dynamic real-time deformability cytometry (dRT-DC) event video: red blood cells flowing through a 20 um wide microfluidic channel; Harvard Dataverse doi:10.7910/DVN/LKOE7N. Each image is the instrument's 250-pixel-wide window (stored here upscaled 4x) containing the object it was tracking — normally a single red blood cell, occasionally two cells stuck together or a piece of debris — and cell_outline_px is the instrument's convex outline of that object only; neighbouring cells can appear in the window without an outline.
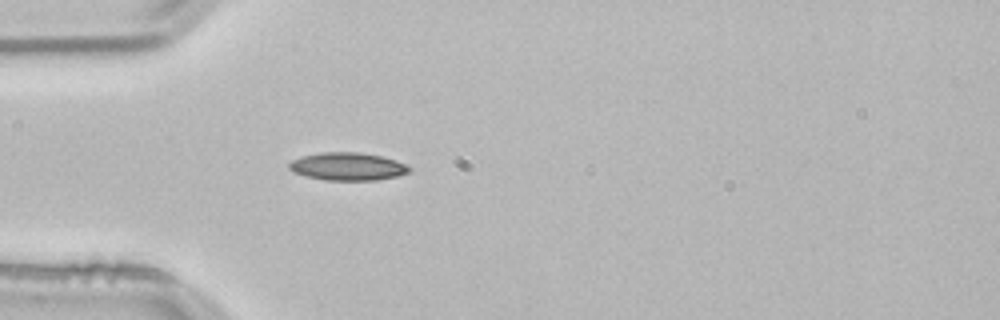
{"species": "common noctule bat (a hibernating species)", "species_latin": "Nyctalus noctula", "temperature_condition": "room temperature", "stored_images_in_passage": 38, "camera_frame_rate_fps": 3000, "um_per_image_px": 0.085, "animal": {"sex": "male", "body_mass_g": 21.5, "forearm_length_mm": 52.0}, "frame": {"image": 1, "passage_image": 1, "time_ms": 0.0, "image_size_px": [1000, 320], "cell_outline_px": [[412, 172], [396, 176], [376, 180], [324, 180], [292, 172], [288, 168], [288, 164], [292, 160], [300, 156], [320, 152], [360, 152], [384, 156], [396, 160], [412, 168]], "centroid_in_image_um": [29.55, 14.14], "position_along_channel_um": 55.4, "area_um2": 19.71}}
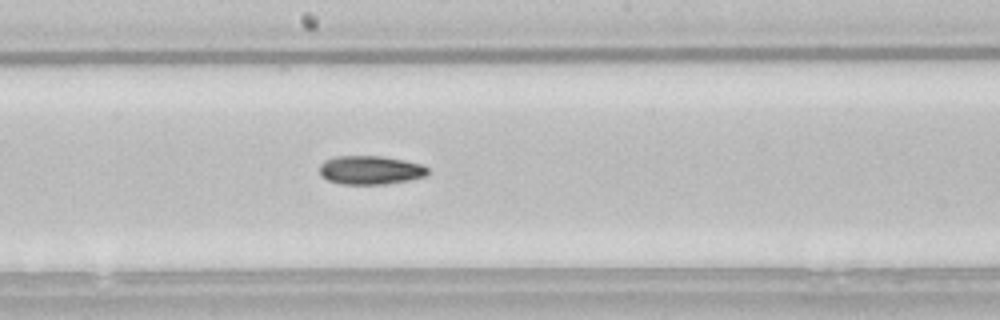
{"frame": {"image": 2, "passage_image": 14, "time_ms": 4.333, "image_size_px": [1000, 320], "cell_outline_px": [[428, 172], [424, 176], [408, 180], [384, 184], [344, 184], [328, 180], [320, 176], [320, 164], [324, 160], [336, 156], [380, 156], [404, 160], [420, 164], [428, 168]], "centroid_in_image_um": [31.44, 14.45], "position_along_channel_um": 216.8, "area_um2": 17.98}}
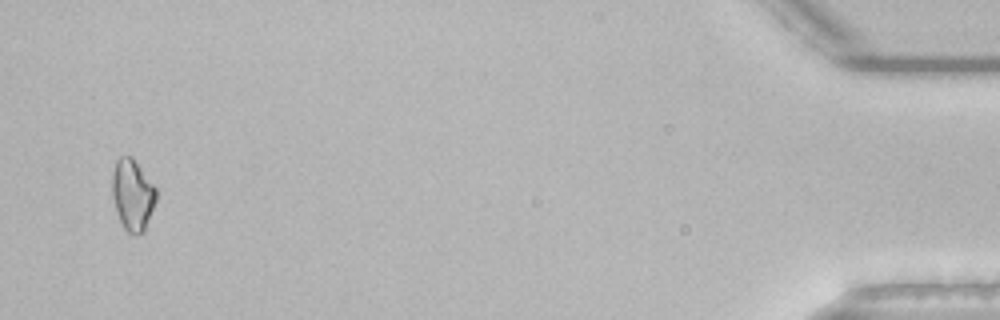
{"frame": {"image": 3, "passage_image": 37, "time_ms": 12.0, "image_size_px": [1000, 320], "cell_outline_px": [[156, 200], [144, 232], [136, 236], [128, 232], [124, 228], [120, 220], [112, 196], [112, 172], [116, 160], [120, 156], [132, 156], [156, 188]], "centroid_in_image_um": [11.26, 16.55], "position_along_channel_um": 423.9, "area_um2": 18.21}, "authors_computed_cell_mechanics": {"area_um2": 17.8891, "velocity_mm_per_s": 3.8486, "shape_relaxation_time_tau1_ms": 7.8374, "shape_relaxation_time_tau2_ms": null, "deformation_change_tau1": 0.1294, "deformation_change_tau2": null}}